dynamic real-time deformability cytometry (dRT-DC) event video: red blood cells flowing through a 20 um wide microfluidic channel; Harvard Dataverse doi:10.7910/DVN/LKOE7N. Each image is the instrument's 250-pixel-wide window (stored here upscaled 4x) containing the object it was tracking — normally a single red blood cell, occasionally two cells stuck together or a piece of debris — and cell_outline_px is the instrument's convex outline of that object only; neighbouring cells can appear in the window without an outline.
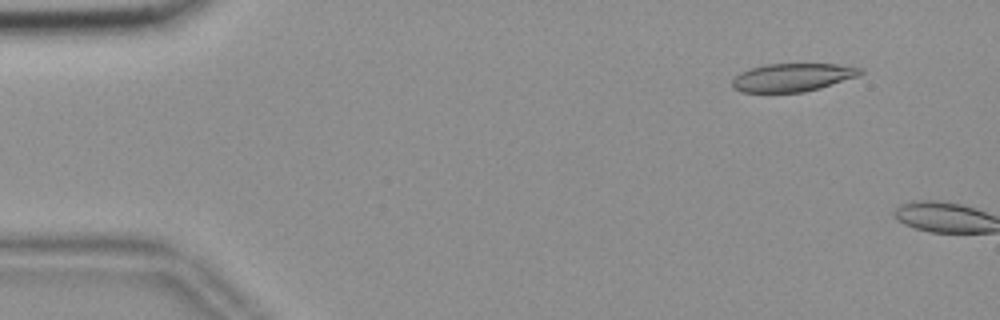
{"species": "common noctule bat (a hibernating species)", "species_latin": "Nyctalus noctula", "temperature_condition": "room temperature", "stored_images_in_passage": 7, "camera_frame_rate_fps": 3000, "um_per_image_px": 0.085, "animal": {"sex": "female", "body_mass_g": 18.4}, "frame": {"image": 1, "passage_image": 5, "time_ms": 1.333, "image_size_px": [1000, 320], "cell_outline_px": [[864, 72], [860, 76], [820, 88], [804, 92], [740, 92], [732, 84], [732, 80], [740, 72], [764, 64], [836, 64], [864, 68]], "centroid_in_image_um": [67.42, 6.57], "position_along_channel_um": 17.6, "area_um2": 21.04}}